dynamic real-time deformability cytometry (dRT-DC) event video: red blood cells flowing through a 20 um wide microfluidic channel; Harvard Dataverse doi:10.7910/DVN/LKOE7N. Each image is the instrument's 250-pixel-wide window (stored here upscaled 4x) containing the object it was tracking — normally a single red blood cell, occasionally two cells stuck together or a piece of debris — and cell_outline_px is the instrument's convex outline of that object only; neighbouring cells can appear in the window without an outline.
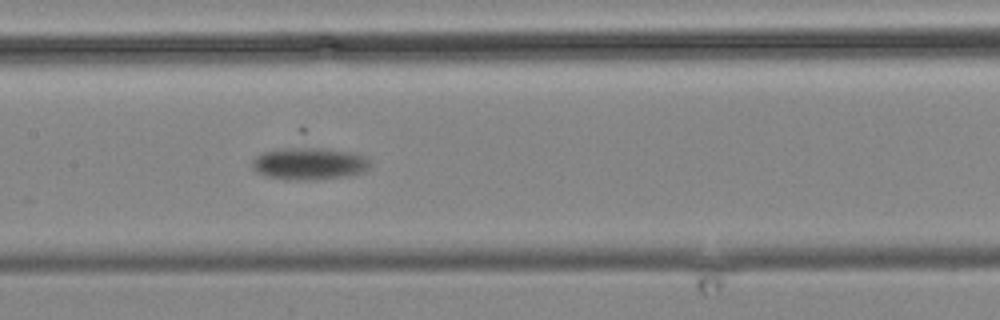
{"species": "common noctule bat (a hibernating species)", "species_latin": "Nyctalus noctula", "temperature_condition": "cold", "stored_images_in_passage": 15, "camera_frame_rate_fps": 3000, "um_per_image_px": 0.085, "animal": {"sex": "male", "body_mass_g": 19.2, "forearm_length_mm": 51.8}, "frame": {"image": 1, "passage_image": 15, "time_ms": 17.0, "image_size_px": [1000, 320], "cell_outline_px": [[372, 164], [364, 172], [352, 176], [296, 180], [264, 176], [256, 172], [252, 168], [252, 160], [260, 152], [300, 148], [304, 148], [356, 152], [364, 156]], "centroid_in_image_um": [26.3, 13.93], "position_along_channel_um": 181.1, "area_um2": 21.79}}